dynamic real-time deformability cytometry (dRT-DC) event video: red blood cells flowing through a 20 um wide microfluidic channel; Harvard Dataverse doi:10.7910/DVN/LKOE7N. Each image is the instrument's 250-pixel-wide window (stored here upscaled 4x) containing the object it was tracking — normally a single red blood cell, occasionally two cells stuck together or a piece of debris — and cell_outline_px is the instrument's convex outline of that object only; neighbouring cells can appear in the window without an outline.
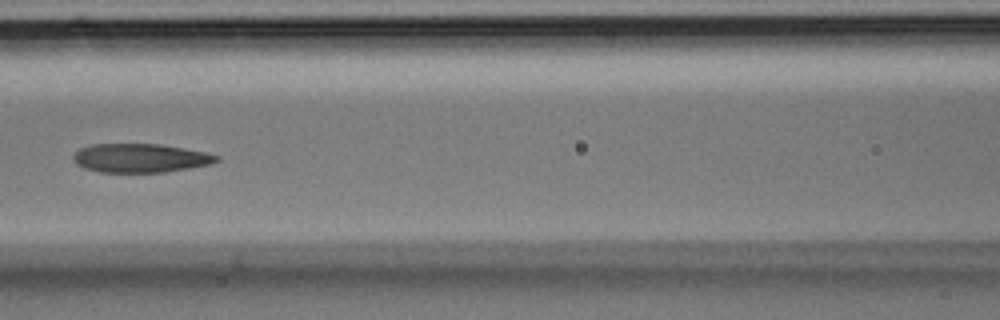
{"species": "Egyptian fruit bat (a non-hibernating species)", "species_latin": "Rousettus aegyptiacus", "temperature_condition": "room temperature", "stored_images_in_passage": 30, "camera_frame_rate_fps": 3000, "um_per_image_px": 0.085, "animal": {"sex": "male"}, "frame": {"image": 1, "passage_image": 10, "time_ms": 3.0, "image_size_px": [1000, 320], "cell_outline_px": [[220, 160], [208, 164], [188, 168], [164, 172], [100, 172], [84, 168], [76, 164], [72, 156], [80, 148], [88, 144], [160, 144], [184, 148], [204, 152], [220, 156]], "centroid_in_image_um": [11.89, 13.43], "position_along_channel_um": 154.7, "area_um2": 23.99}}
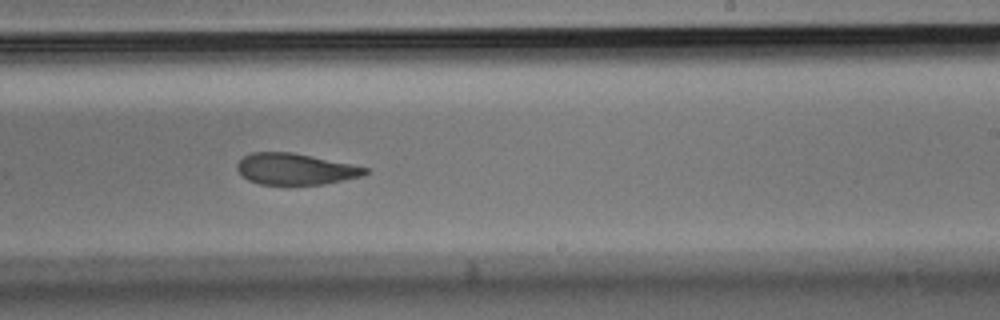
{"frame": {"image": 2, "passage_image": 16, "time_ms": 5.0, "image_size_px": [1000, 320], "cell_outline_px": [[368, 172], [360, 176], [324, 184], [260, 184], [248, 180], [236, 168], [236, 164], [244, 156], [252, 152], [292, 152], [352, 164], [368, 168]], "centroid_in_image_um": [25.08, 14.36], "position_along_channel_um": 263.9, "area_um2": 23.06}}
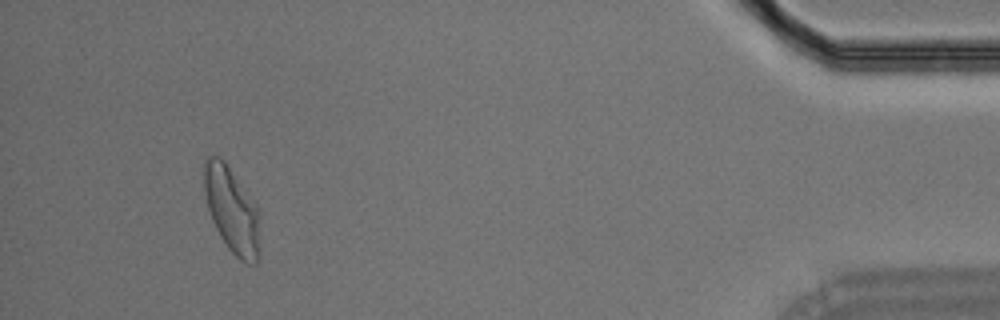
{"frame": {"image": 3, "passage_image": 28, "time_ms": 9.0, "image_size_px": [1000, 320], "cell_outline_px": [[260, 220], [256, 264], [248, 264], [240, 260], [228, 248], [220, 236], [212, 220], [208, 208], [204, 188], [204, 156], [220, 156], [224, 160], [256, 208]], "centroid_in_image_um": [19.67, 17.85], "position_along_channel_um": 415.5, "area_um2": 27.17}}